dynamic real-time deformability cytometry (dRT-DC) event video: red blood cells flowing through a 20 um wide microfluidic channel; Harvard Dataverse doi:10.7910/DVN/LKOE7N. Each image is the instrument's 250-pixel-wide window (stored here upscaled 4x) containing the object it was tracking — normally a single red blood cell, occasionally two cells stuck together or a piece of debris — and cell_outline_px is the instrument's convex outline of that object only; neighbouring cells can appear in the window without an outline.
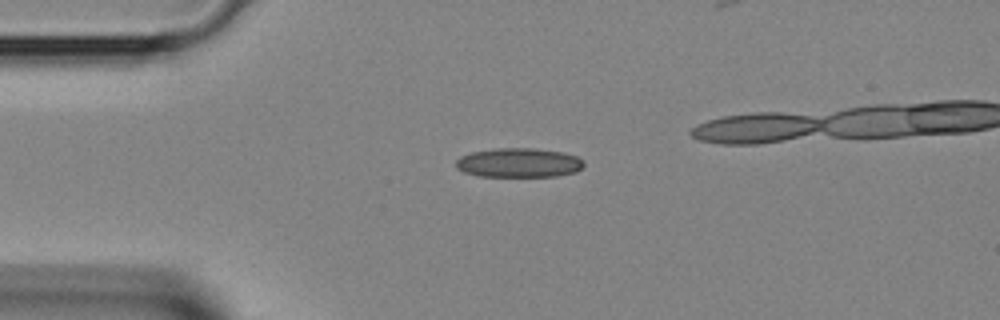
{"species": "Egyptian fruit bat (a non-hibernating species)", "species_latin": "Rousettus aegyptiacus", "temperature_condition": "room temperature", "stored_images_in_passage": 6, "camera_frame_rate_fps": 3000, "um_per_image_px": 0.085, "animal": {"sex": "female"}, "frame": {"image": 1, "passage_image": 1, "time_ms": 0.0, "image_size_px": [1000, 320], "cell_outline_px": [[584, 164], [576, 172], [556, 176], [480, 176], [464, 172], [456, 168], [456, 160], [460, 156], [472, 152], [492, 148], [536, 148], [564, 152], [576, 156], [584, 160]], "centroid_in_image_um": [44.1, 13.82], "position_along_channel_um": 40.9, "area_um2": 21.96}}
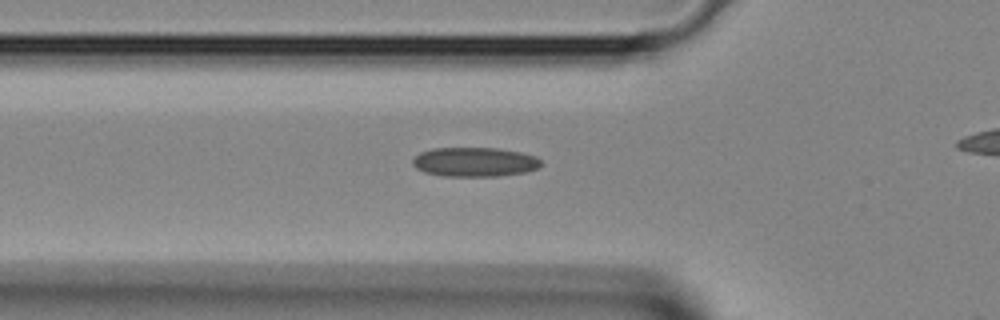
{"frame": {"image": 2, "passage_image": 5, "time_ms": 1.333, "image_size_px": [1000, 320], "cell_outline_px": [[540, 164], [536, 168], [524, 172], [496, 176], [444, 176], [424, 172], [416, 168], [412, 164], [412, 160], [420, 152], [432, 148], [496, 148], [520, 152], [536, 156], [540, 160]], "centroid_in_image_um": [40.3, 13.76], "position_along_channel_um": 85.5, "area_um2": 21.79}}